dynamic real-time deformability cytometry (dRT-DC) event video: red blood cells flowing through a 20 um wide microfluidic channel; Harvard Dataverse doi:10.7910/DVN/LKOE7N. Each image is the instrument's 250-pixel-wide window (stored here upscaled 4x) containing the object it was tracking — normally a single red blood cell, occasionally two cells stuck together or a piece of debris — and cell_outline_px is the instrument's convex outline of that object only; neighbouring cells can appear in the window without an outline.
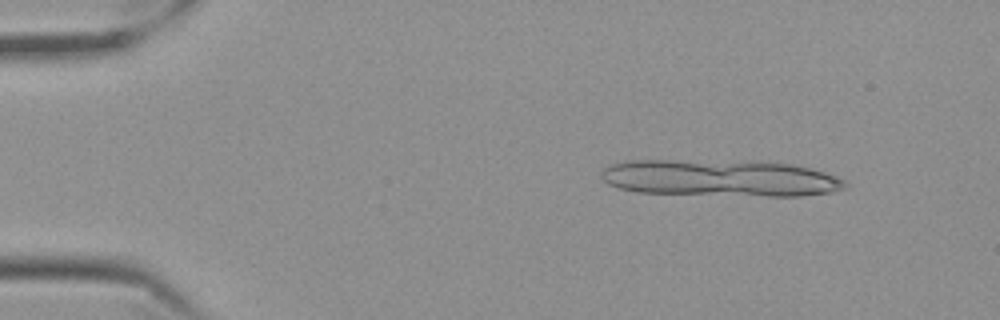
{"species": "Egyptian fruit bat (a non-hibernating species)", "species_latin": "Rousettus aegyptiacus", "temperature_condition": "cold", "stored_images_in_passage": 9, "camera_frame_rate_fps": 3000, "um_per_image_px": 0.085, "frame": {"image": 1, "passage_image": 3, "time_ms": 0.667, "image_size_px": [1000, 320], "cell_outline_px": [[848, 188], [828, 192], [800, 196], [768, 196], [636, 192], [620, 188], [608, 184], [600, 176], [600, 172], [604, 168], [612, 164], [628, 160], [756, 160], [788, 164], [808, 168], [824, 172], [836, 176], [844, 180], [848, 184]], "centroid_in_image_um": [61.21, 15.12], "position_along_channel_um": 23.8, "area_um2": 52.6}}